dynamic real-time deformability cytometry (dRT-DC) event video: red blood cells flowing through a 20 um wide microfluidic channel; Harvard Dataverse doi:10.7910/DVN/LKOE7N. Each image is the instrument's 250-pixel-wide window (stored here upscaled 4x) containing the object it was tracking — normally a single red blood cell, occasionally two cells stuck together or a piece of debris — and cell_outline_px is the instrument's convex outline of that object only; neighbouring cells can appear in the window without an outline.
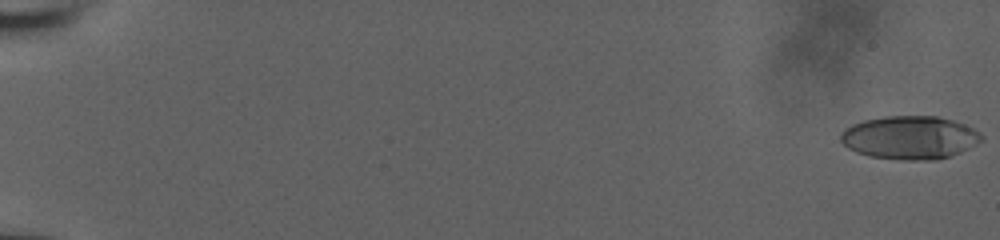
{"species": "human", "species_latin": "Homo sapiens", "temperature_condition": "room temperature", "stored_images_in_passage": 58, "camera_frame_rate_fps": 3000, "um_per_image_px": 0.085, "donor": {"sex": "male"}, "frame": {"image": 1, "passage_image": 1, "time_ms": 0.0, "image_size_px": [1000, 240], "cell_outline_px": [[984, 140], [960, 152], [948, 156], [928, 160], [904, 160], [868, 156], [856, 152], [848, 148], [840, 140], [840, 132], [844, 128], [852, 124], [864, 120], [884, 116], [936, 116], [952, 120], [964, 124], [980, 132], [984, 136]], "centroid_in_image_um": [77.31, 11.68], "position_along_channel_um": 7.7, "area_um2": 35.55}}
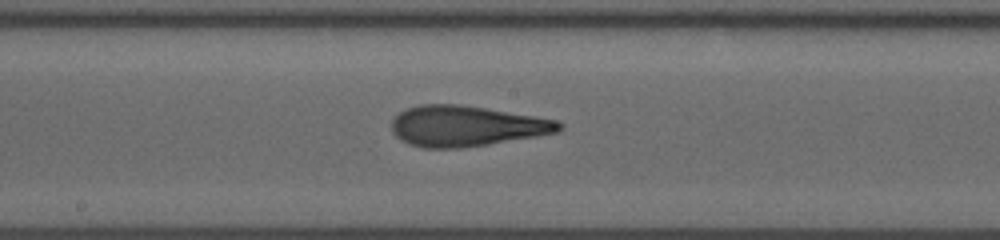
{"frame": {"image": 2, "passage_image": 34, "time_ms": 11.0, "image_size_px": [1000, 240], "cell_outline_px": [[564, 124], [556, 132], [536, 136], [488, 144], [460, 148], [424, 148], [408, 144], [400, 140], [392, 132], [392, 120], [400, 112], [408, 108], [420, 104], [460, 104], [556, 120]], "centroid_in_image_um": [39.57, 10.72], "position_along_channel_um": 208.6, "area_um2": 39.25}}
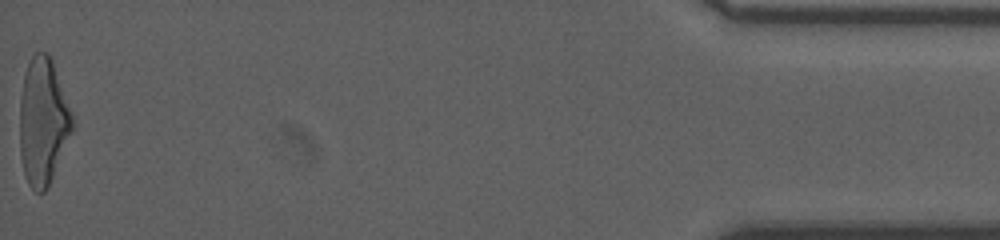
{"frame": {"image": 3, "passage_image": 58, "time_ms": 19.0, "image_size_px": [1000, 240], "cell_outline_px": [[76, 124], [48, 188], [44, 192], [36, 192], [28, 184], [24, 176], [20, 156], [20, 96], [24, 76], [28, 64], [32, 56], [36, 52], [48, 52], [52, 60], [72, 112]], "centroid_in_image_um": [3.67, 10.36], "position_along_channel_um": 431.5, "area_um2": 39.25}, "authors_computed_cell_mechanics": {"area_um2": 37.8301, "velocity_mm_per_s": 3.877, "shape_relaxation_time_tau1_ms": 6.5843, "shape_relaxation_time_tau2_ms": 1.5409, "deformation_change_tau1": 0.2373, "deformation_change_tau2": 0.1208}}